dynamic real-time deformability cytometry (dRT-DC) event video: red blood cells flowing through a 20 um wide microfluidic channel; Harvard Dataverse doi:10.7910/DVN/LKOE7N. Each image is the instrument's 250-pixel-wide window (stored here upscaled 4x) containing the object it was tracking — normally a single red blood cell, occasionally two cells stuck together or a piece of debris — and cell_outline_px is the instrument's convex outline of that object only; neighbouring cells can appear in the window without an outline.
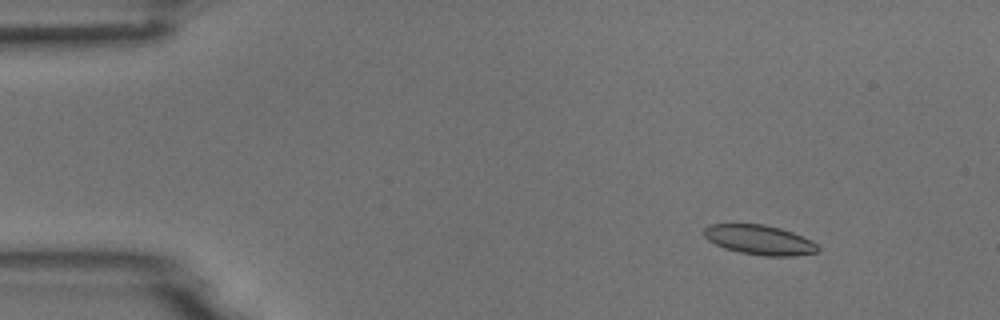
{"species": "common noctule bat (a hibernating species)", "species_latin": "Nyctalus noctula", "temperature_condition": "room temperature", "stored_images_in_passage": 9, "camera_frame_rate_fps": 3000, "um_per_image_px": 0.085, "animal": {"sex": "male", "body_mass_g": 18.8}, "frame": {"image": 1, "passage_image": 1, "time_ms": 0.0, "image_size_px": [1000, 320], "cell_outline_px": [[820, 252], [792, 256], [764, 256], [740, 252], [724, 248], [708, 240], [704, 236], [704, 228], [708, 224], [764, 224], [780, 228], [792, 232], [812, 240], [820, 248]], "centroid_in_image_um": [64.57, 20.39], "position_along_channel_um": 20.4, "area_um2": 19.77}}
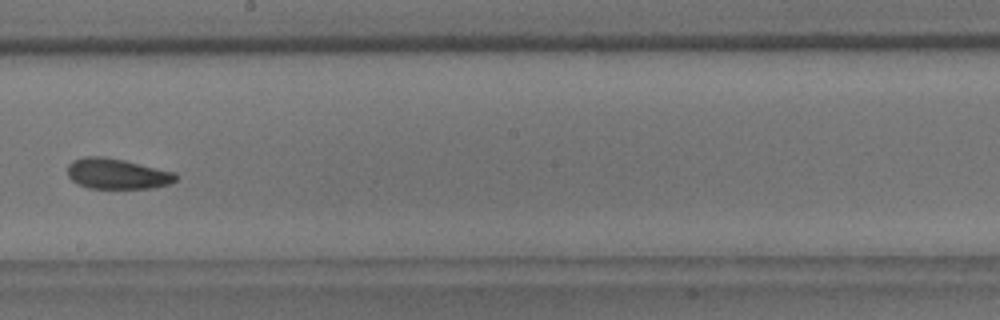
{"frame": {"image": 2, "passage_image": 8, "time_ms": 8.0, "image_size_px": [1000, 320], "cell_outline_px": [[176, 180], [168, 184], [156, 188], [88, 188], [76, 184], [68, 176], [68, 164], [72, 160], [84, 156], [104, 156], [124, 160], [176, 172]], "centroid_in_image_um": [9.93, 14.77], "position_along_channel_um": 238.3, "area_um2": 19.42}}
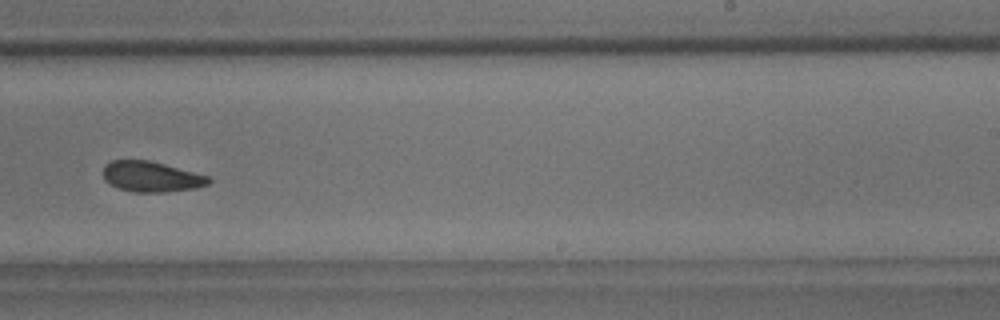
{"frame": {"image": 3, "passage_image": 9, "time_ms": 9.0, "image_size_px": [1000, 320], "cell_outline_px": [[212, 180], [208, 184], [196, 188], [164, 192], [132, 192], [120, 188], [104, 180], [104, 164], [112, 160], [148, 160], [164, 164], [208, 176]], "centroid_in_image_um": [12.85, 15.01], "position_along_channel_um": 276.1, "area_um2": 18.55}}